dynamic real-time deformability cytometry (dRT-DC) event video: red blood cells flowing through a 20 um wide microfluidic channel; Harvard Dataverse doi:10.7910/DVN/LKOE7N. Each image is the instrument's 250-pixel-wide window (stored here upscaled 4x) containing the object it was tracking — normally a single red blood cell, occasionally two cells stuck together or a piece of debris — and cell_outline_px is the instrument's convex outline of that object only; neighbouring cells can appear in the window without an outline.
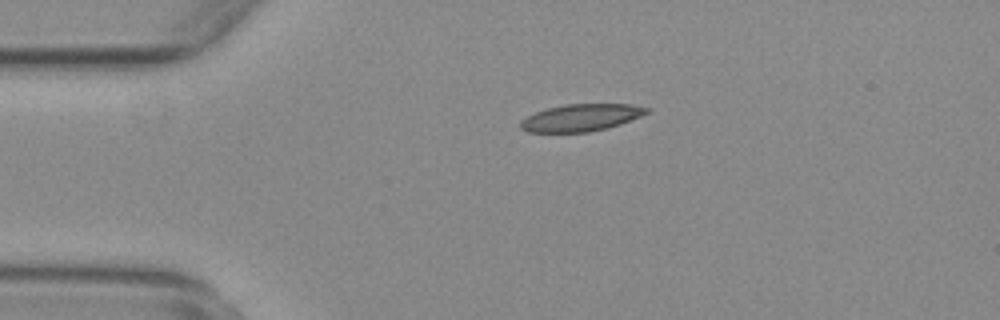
{"species": "common noctule bat (a hibernating species)", "species_latin": "Nyctalus noctula", "temperature_condition": "warm", "stored_images_in_passage": 55, "camera_frame_rate_fps": 3000, "um_per_image_px": 0.085, "animal": {"sex": "female", "body_mass_g": 29.2, "forearm_length_mm": 56.3}, "frame": {"image": 1, "passage_image": 12, "time_ms": 3.667, "image_size_px": [1000, 320], "cell_outline_px": [[648, 112], [640, 116], [620, 124], [608, 128], [588, 132], [528, 132], [520, 128], [520, 120], [536, 112], [548, 108], [564, 104], [632, 104], [648, 108]], "centroid_in_image_um": [49.37, 10.0], "position_along_channel_um": 35.6, "area_um2": 19.83}}
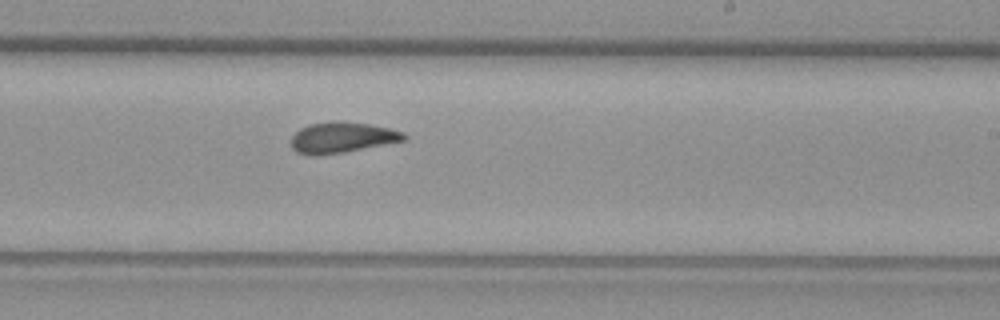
{"frame": {"image": 2, "passage_image": 33, "time_ms": 10.667, "image_size_px": [1000, 320], "cell_outline_px": [[408, 136], [404, 140], [344, 152], [320, 156], [308, 156], [296, 152], [292, 148], [292, 136], [300, 128], [308, 124], [332, 120], [368, 124], [392, 128], [404, 132]], "centroid_in_image_um": [29.04, 11.69], "position_along_channel_um": 260.0, "area_um2": 20.4}}
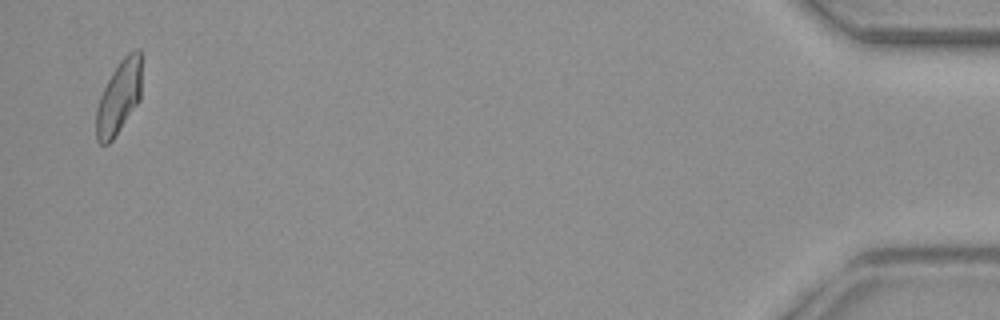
{"frame": {"image": 3, "passage_image": 54, "time_ms": 17.667, "image_size_px": [1000, 320], "cell_outline_px": [[140, 100], [112, 140], [108, 144], [100, 144], [96, 140], [96, 108], [100, 96], [112, 72], [120, 60], [128, 52], [136, 48], [140, 48]], "centroid_in_image_um": [10.09, 8.26], "position_along_channel_um": 425.1, "area_um2": 19.25}, "authors_computed_cell_mechanics": {"area_um2": 19.941, "velocity_mm_per_s": 3.7263, "shape_relaxation_time_tau1_ms": null, "shape_relaxation_time_tau2_ms": 3.3006, "deformation_change_tau1": null, "deformation_change_tau2": 0.1026}}